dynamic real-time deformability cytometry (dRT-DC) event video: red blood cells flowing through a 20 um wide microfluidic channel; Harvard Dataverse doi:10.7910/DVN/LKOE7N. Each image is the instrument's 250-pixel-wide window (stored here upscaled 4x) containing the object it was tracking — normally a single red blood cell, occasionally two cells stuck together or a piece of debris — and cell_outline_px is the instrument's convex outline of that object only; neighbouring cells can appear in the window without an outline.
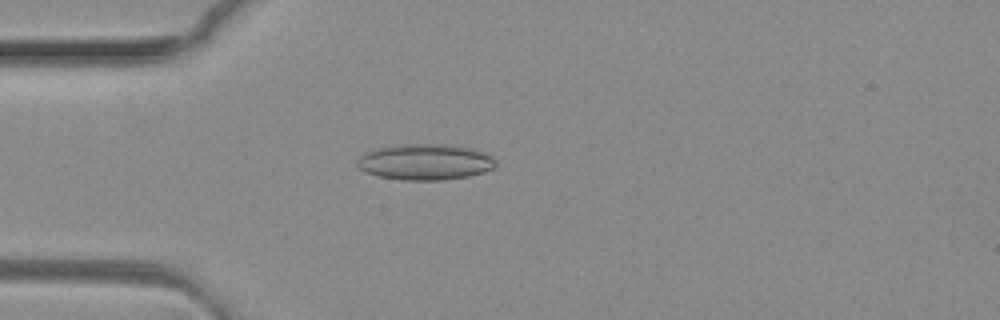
{"species": "common noctule bat (a hibernating species)", "species_latin": "Nyctalus noctula", "temperature_condition": "room temperature", "stored_images_in_passage": 49, "camera_frame_rate_fps": 3000, "um_per_image_px": 0.085, "animal": {"sex": "female", "body_mass_g": 29.2, "forearm_length_mm": 56.3}, "frame": {"image": 1, "passage_image": 13, "time_ms": 4.0, "image_size_px": [1000, 320], "cell_outline_px": [[496, 168], [484, 172], [468, 176], [440, 180], [404, 180], [380, 176], [364, 172], [356, 164], [356, 160], [364, 152], [380, 148], [408, 144], [448, 144], [472, 148], [484, 152], [492, 156], [496, 160]], "centroid_in_image_um": [36.17, 13.76], "position_along_channel_um": 48.8, "area_um2": 29.07}}
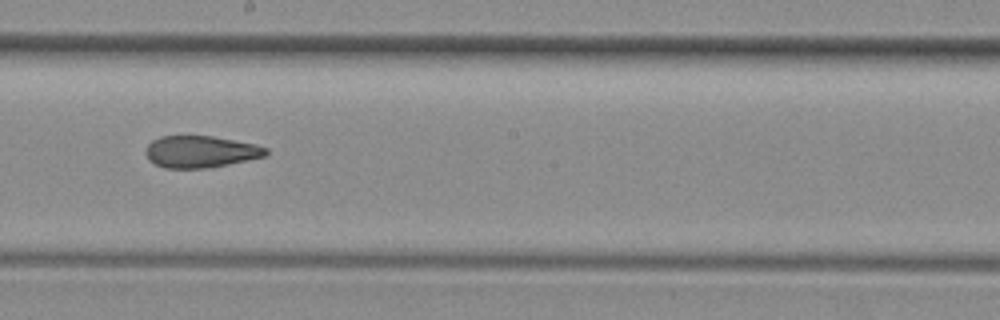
{"frame": {"image": 2, "passage_image": 27, "time_ms": 8.667, "image_size_px": [1000, 320], "cell_outline_px": [[268, 152], [264, 156], [228, 164], [204, 168], [164, 168], [148, 160], [144, 152], [148, 144], [152, 140], [160, 136], [212, 136], [256, 144], [268, 148]], "centroid_in_image_um": [17.01, 12.89], "position_along_channel_um": 231.2, "area_um2": 22.25}}
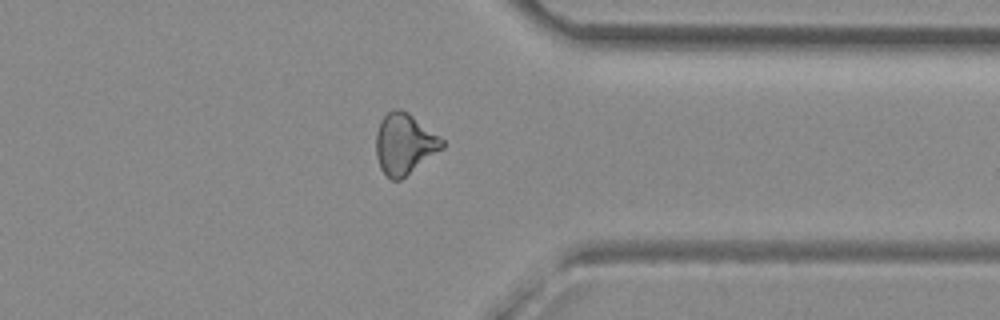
{"frame": {"image": 3, "passage_image": 38, "time_ms": 12.333, "image_size_px": [1000, 320], "cell_outline_px": [[444, 148], [400, 180], [392, 180], [380, 168], [376, 156], [376, 132], [380, 120], [392, 108], [400, 108], [408, 112], [444, 140]], "centroid_in_image_um": [34.36, 12.21], "position_along_channel_um": 377.0, "area_um2": 23.41}, "authors_computed_cell_mechanics": {"area_um2": 23.5824, "velocity_mm_per_s": 4.1633, "shape_relaxation_time_tau1_ms": null, "shape_relaxation_time_tau2_ms": 3.084, "deformation_change_tau1": null, "deformation_change_tau2": 0.1129}}